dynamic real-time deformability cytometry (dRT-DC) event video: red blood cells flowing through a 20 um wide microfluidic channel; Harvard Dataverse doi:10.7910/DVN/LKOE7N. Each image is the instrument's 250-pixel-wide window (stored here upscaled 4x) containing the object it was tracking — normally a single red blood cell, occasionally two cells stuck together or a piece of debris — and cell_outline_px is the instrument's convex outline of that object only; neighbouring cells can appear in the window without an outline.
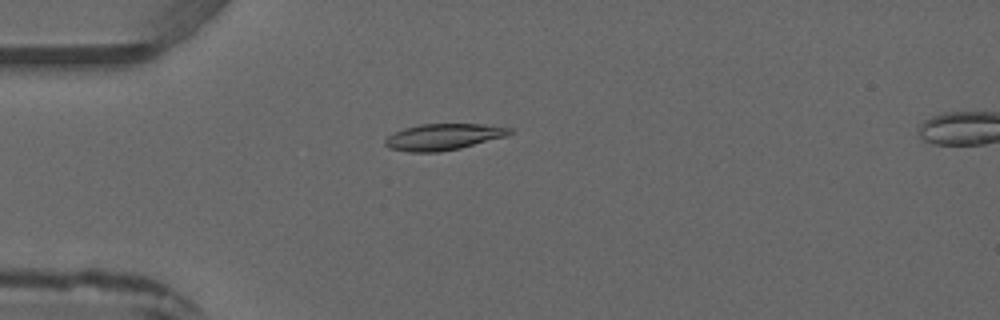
{"species": "common noctule bat (a hibernating species)", "species_latin": "Nyctalus noctula", "temperature_condition": "warm", "stored_images_in_passage": 5, "camera_frame_rate_fps": 3000, "um_per_image_px": 0.085, "animal": {"sex": "male", "forearm_length_mm": 52.5}, "frame": {"image": 1, "passage_image": 4, "time_ms": 3.667, "image_size_px": [1000, 320], "cell_outline_px": [[512, 132], [508, 136], [460, 148], [440, 152], [408, 152], [388, 148], [384, 144], [384, 140], [388, 136], [404, 128], [420, 124], [484, 124], [512, 128]], "centroid_in_image_um": [37.69, 11.64], "position_along_channel_um": 47.3, "area_um2": 19.19}}